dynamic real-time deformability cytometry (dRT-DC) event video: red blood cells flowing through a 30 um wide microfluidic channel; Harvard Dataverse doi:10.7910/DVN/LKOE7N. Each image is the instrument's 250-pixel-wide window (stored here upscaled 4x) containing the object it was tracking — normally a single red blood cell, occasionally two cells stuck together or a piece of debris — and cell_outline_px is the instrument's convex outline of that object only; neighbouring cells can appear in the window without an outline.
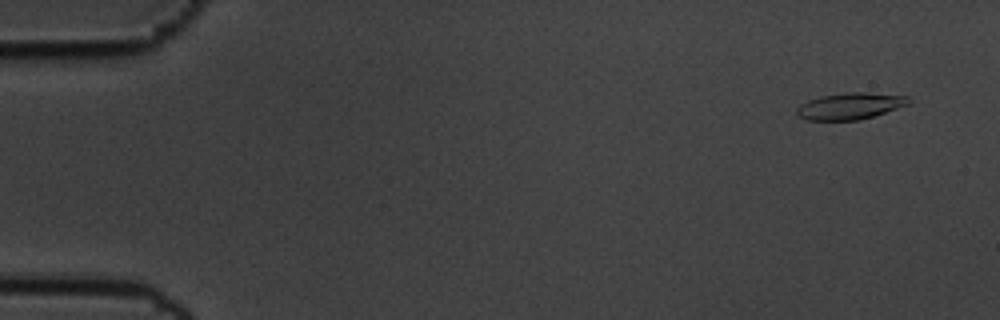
{"species": "common noctule bat (a hibernating species)", "species_latin": "Nyctalus noctula", "temperature_condition": "cold", "stored_images_in_passage": 5, "camera_frame_rate_fps": 3000, "um_per_image_px": 0.085, "animal": {"sex": "male", "body_mass_g": 19.5, "forearm_length_mm": 54.6}, "frame": {"image": 1, "passage_image": 1, "time_ms": 0.0, "image_size_px": [1000, 320], "cell_outline_px": [[912, 104], [872, 116], [856, 120], [808, 120], [796, 116], [796, 108], [800, 104], [808, 100], [820, 96], [848, 92], [868, 92], [908, 96], [912, 100]], "centroid_in_image_um": [72.27, 9.0], "position_along_channel_um": 12.7, "area_um2": 17.51}}
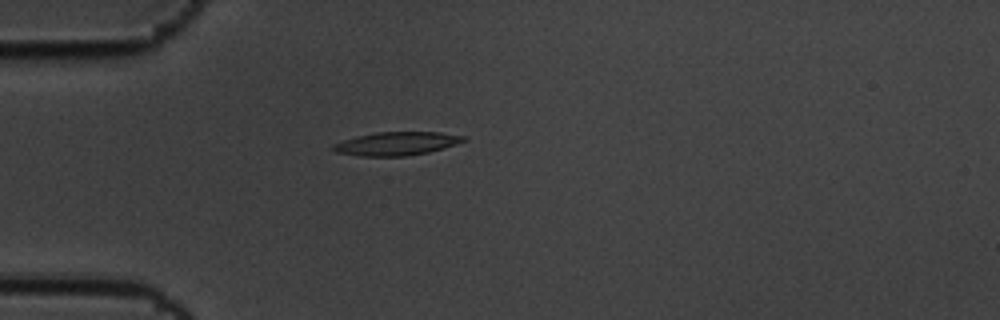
{"frame": {"image": 2, "passage_image": 5, "time_ms": 1.333, "image_size_px": [1000, 320], "cell_outline_px": [[468, 140], [456, 144], [428, 152], [404, 156], [360, 156], [336, 152], [332, 148], [332, 144], [356, 136], [376, 132], [440, 132], [464, 136]], "centroid_in_image_um": [33.7, 12.2], "position_along_channel_um": 51.3, "area_um2": 17.69}}